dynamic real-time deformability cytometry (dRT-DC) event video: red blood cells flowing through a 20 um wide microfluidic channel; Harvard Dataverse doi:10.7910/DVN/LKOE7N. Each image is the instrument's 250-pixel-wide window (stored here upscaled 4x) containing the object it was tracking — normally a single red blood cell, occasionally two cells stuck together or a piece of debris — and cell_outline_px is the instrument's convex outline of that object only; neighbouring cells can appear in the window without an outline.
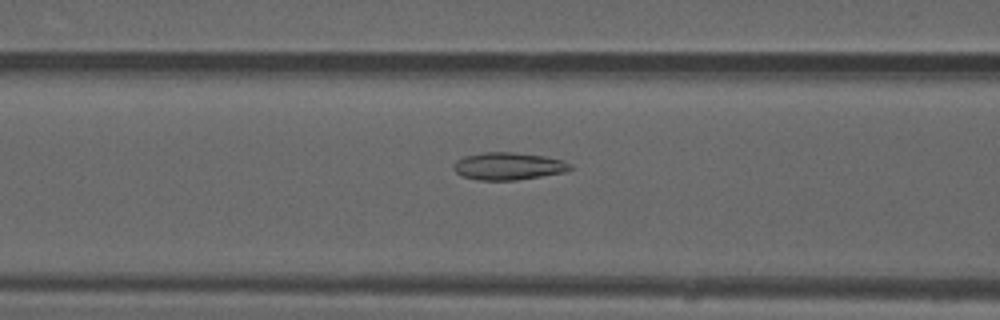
{"species": "common noctule bat (a hibernating species)", "species_latin": "Nyctalus noctula", "temperature_condition": "warm", "stored_images_in_passage": 52, "camera_frame_rate_fps": 3000, "um_per_image_px": 0.085, "animal": {"sex": "male", "forearm_length_mm": 52.5}, "frame": {"image": 1, "passage_image": 21, "time_ms": 6.667, "image_size_px": [1000, 320], "cell_outline_px": [[572, 168], [564, 172], [516, 180], [476, 180], [460, 176], [452, 168], [452, 164], [456, 160], [464, 156], [484, 152], [512, 152], [544, 156], [564, 160], [572, 164]], "centroid_in_image_um": [43.17, 14.12], "position_along_channel_um": 123.4, "area_um2": 18.79}}
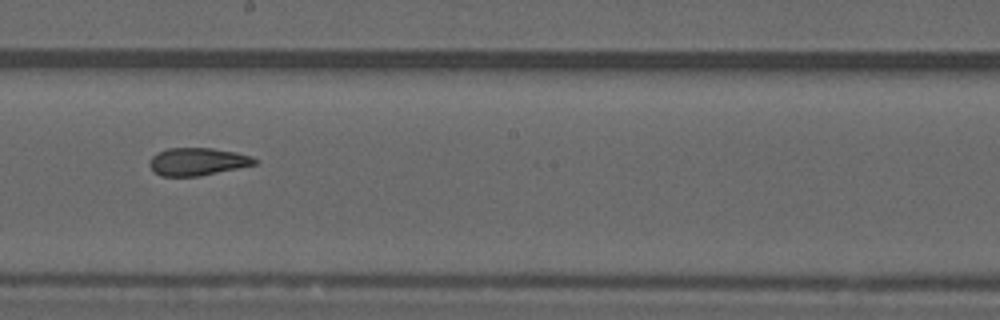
{"frame": {"image": 2, "passage_image": 29, "time_ms": 9.333, "image_size_px": [1000, 320], "cell_outline_px": [[260, 160], [256, 164], [200, 176], [160, 176], [152, 172], [148, 164], [152, 156], [168, 148], [212, 148], [236, 152], [252, 156]], "centroid_in_image_um": [16.79, 13.74], "position_along_channel_um": 231.4, "area_um2": 17.05}}
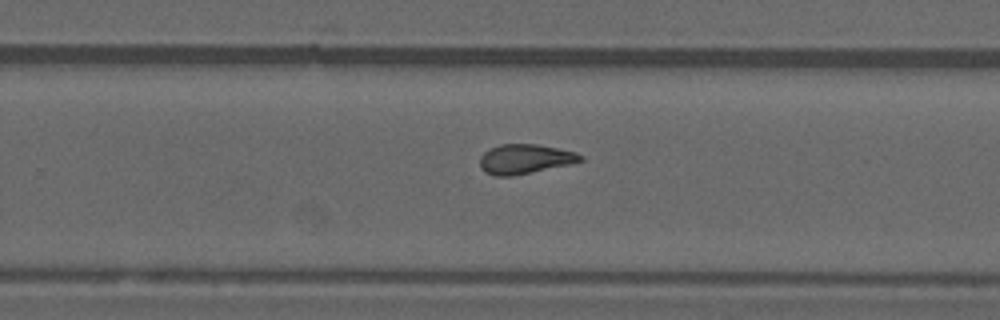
{"frame": {"image": 3, "passage_image": 33, "time_ms": 10.667, "image_size_px": [1000, 320], "cell_outline_px": [[584, 160], [568, 164], [512, 176], [496, 176], [484, 172], [480, 168], [480, 156], [484, 152], [500, 144], [536, 144], [576, 152], [584, 156]], "centroid_in_image_um": [44.59, 13.51], "position_along_channel_um": 285.2, "area_um2": 17.17}, "authors_computed_cell_mechanics": {"area_um2": 18.2359, "velocity_mm_per_s": 4.0593, "shape_relaxation_time_tau1_ms": null, "shape_relaxation_time_tau2_ms": 1.6741, "deformation_change_tau1": null, "deformation_change_tau2": 0.0846}}